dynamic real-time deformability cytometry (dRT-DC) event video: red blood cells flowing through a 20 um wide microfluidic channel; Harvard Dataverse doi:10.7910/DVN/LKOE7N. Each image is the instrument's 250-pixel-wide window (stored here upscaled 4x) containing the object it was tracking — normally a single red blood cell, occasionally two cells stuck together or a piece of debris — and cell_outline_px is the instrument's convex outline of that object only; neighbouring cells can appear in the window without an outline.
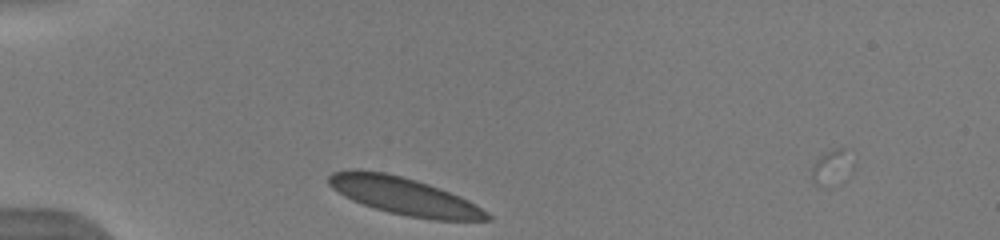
{"species": "human", "species_latin": "Homo sapiens", "temperature_condition": "warm", "stored_images_in_passage": 5, "camera_frame_rate_fps": 3000, "um_per_image_px": 0.085, "donor": {"sex": "male"}, "frame": {"image": 1, "passage_image": 3, "time_ms": 0.667, "image_size_px": [1000, 240], "cell_outline_px": [[492, 220], [432, 220], [408, 216], [388, 212], [352, 200], [344, 196], [332, 188], [328, 184], [328, 176], [332, 172], [352, 168], [356, 168], [384, 172], [416, 180], [440, 188], [460, 196], [476, 204], [488, 212], [492, 216]], "centroid_in_image_um": [34.34, 16.66], "position_along_channel_um": 50.7, "area_um2": 34.62}}